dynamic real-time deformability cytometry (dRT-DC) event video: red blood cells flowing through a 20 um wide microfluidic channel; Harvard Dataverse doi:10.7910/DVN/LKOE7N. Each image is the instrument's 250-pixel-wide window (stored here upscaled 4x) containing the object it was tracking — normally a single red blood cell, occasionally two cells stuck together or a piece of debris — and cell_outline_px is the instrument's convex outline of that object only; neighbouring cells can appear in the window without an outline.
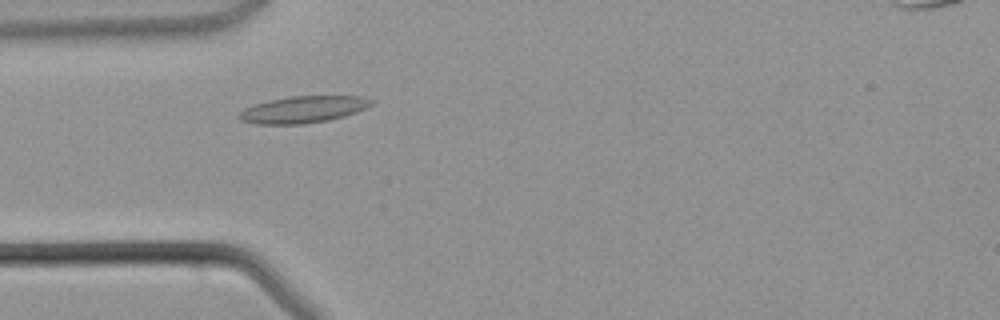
{"species": "common noctule bat (a hibernating species)", "species_latin": "Nyctalus noctula", "temperature_condition": "warm", "stored_images_in_passage": 35, "camera_frame_rate_fps": 3000, "um_per_image_px": 0.085, "animal": {"sex": "male", "body_mass_g": 21.5, "forearm_length_mm": 52.0}, "frame": {"image": 1, "passage_image": 4, "time_ms": 1.0, "image_size_px": [1000, 320], "cell_outline_px": [[376, 100], [372, 104], [356, 112], [344, 116], [328, 120], [304, 124], [256, 124], [240, 120], [236, 116], [244, 108], [268, 100], [292, 96], [364, 96]], "centroid_in_image_um": [25.77, 9.3], "position_along_channel_um": 59.2, "area_um2": 20.69}}
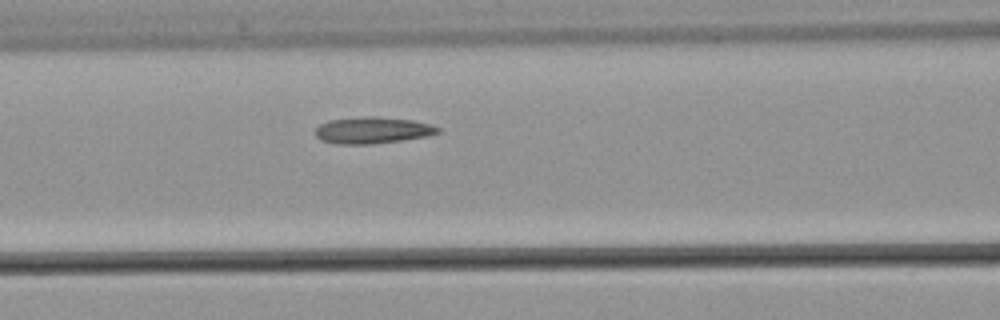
{"frame": {"image": 2, "passage_image": 9, "time_ms": 2.667, "image_size_px": [1000, 320], "cell_outline_px": [[440, 132], [428, 136], [372, 144], [336, 144], [320, 140], [316, 136], [316, 128], [320, 124], [328, 120], [364, 116], [376, 116], [412, 120], [432, 124], [440, 128]], "centroid_in_image_um": [31.66, 11.06], "position_along_channel_um": 134.9, "area_um2": 19.07}}
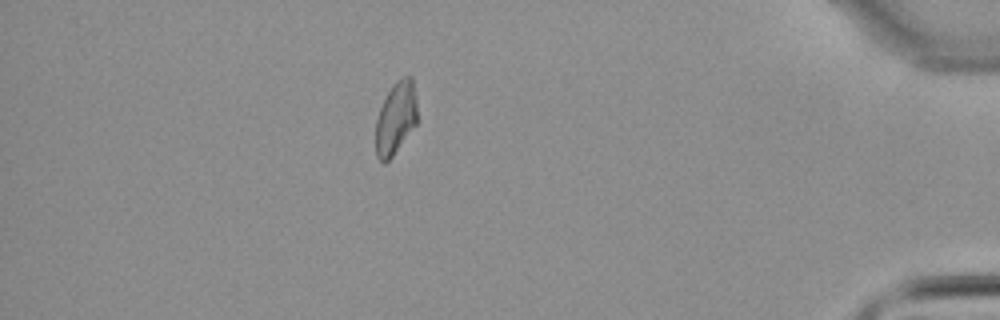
{"frame": {"image": 3, "passage_image": 30, "time_ms": 9.667, "image_size_px": [1000, 320], "cell_outline_px": [[416, 124], [392, 156], [384, 164], [376, 156], [376, 120], [380, 108], [388, 92], [396, 80], [404, 76], [412, 76], [416, 96]], "centroid_in_image_um": [33.64, 10.02], "position_along_channel_um": 401.6, "area_um2": 17.34}}